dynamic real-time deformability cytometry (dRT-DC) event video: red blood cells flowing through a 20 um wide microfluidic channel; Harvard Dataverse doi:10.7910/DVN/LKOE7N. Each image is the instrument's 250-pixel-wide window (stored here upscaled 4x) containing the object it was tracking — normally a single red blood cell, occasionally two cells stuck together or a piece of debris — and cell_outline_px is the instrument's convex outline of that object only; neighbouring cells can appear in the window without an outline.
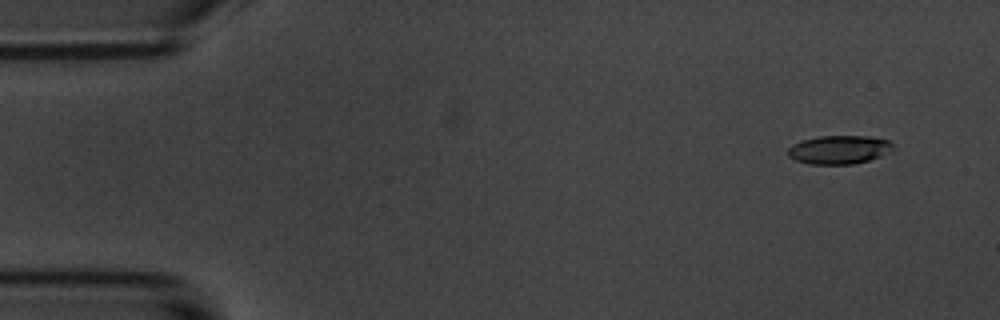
{"species": "common noctule bat (a hibernating species)", "species_latin": "Nyctalus noctula", "temperature_condition": "room temperature", "stored_images_in_passage": 56, "camera_frame_rate_fps": 3000, "um_per_image_px": 0.085, "animal": {"sex": "male", "body_mass_g": 20.1, "forearm_length_mm": 53.5}, "frame": {"image": 1, "passage_image": 4, "time_ms": 1.0, "image_size_px": [1000, 320], "cell_outline_px": [[892, 152], [868, 160], [852, 164], [812, 164], [796, 160], [788, 156], [788, 148], [792, 144], [804, 140], [820, 136], [868, 136], [888, 140], [892, 144]], "centroid_in_image_um": [71.33, 12.72], "position_along_channel_um": 13.7, "area_um2": 17.34}}
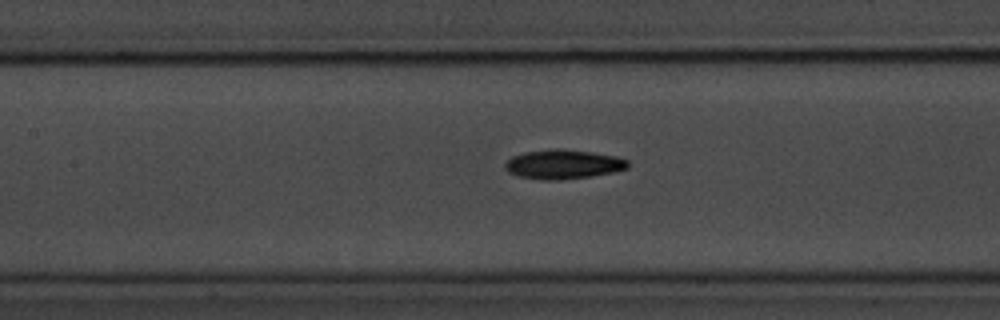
{"frame": {"image": 2, "passage_image": 25, "time_ms": 8.0, "image_size_px": [1000, 320], "cell_outline_px": [[628, 168], [612, 172], [592, 176], [556, 180], [540, 180], [520, 176], [508, 172], [504, 168], [504, 164], [512, 156], [524, 152], [552, 148], [564, 148], [592, 152], [616, 156], [628, 160]], "centroid_in_image_um": [47.85, 13.95], "position_along_channel_um": 159.5, "area_um2": 21.1}}
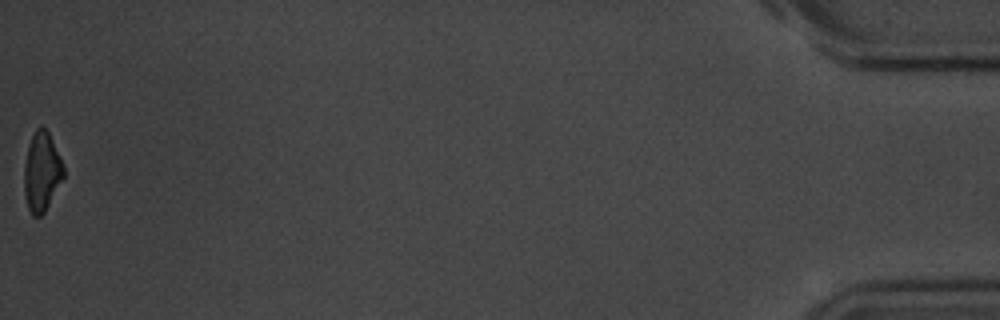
{"frame": {"image": 3, "passage_image": 56, "time_ms": 18.333, "image_size_px": [1000, 320], "cell_outline_px": [[64, 176], [44, 212], [40, 216], [32, 216], [28, 208], [24, 192], [24, 168], [28, 144], [36, 128], [44, 128], [48, 132], [64, 168]], "centroid_in_image_um": [3.52, 14.62], "position_along_channel_um": 431.7, "area_um2": 17.74}, "authors_computed_cell_mechanics": {"area_um2": 19.363, "velocity_mm_per_s": 3.6018, "shape_relaxation_time_tau1_ms": 3.6341, "shape_relaxation_time_tau2_ms": null, "deformation_change_tau1": 0.1457, "deformation_change_tau2": null}}